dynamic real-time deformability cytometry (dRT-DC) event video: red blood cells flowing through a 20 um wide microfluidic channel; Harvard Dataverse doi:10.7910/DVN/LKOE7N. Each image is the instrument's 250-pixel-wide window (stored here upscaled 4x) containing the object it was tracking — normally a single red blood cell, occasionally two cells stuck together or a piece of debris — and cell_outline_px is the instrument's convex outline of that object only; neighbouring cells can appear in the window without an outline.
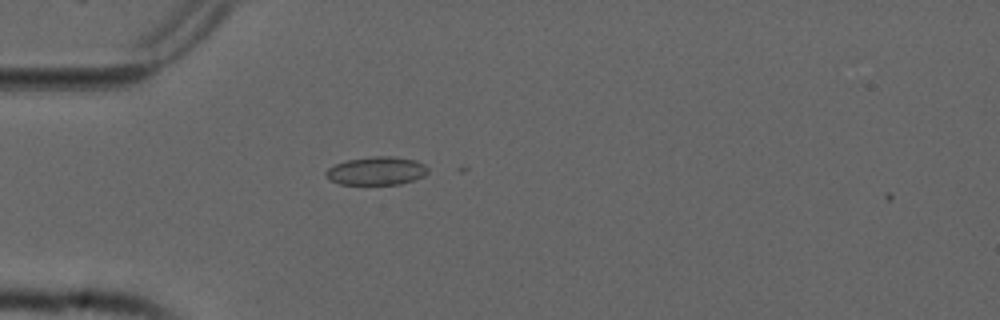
{"species": "common noctule bat (a hibernating species)", "species_latin": "Nyctalus noctula", "temperature_condition": "cold", "stored_images_in_passage": 3, "camera_frame_rate_fps": 3000, "um_per_image_px": 0.085, "animal": {"sex": "male", "forearm_length_mm": 52.5}, "frame": {"image": 1, "passage_image": 2, "time_ms": 0.333, "image_size_px": [1000, 320], "cell_outline_px": [[428, 172], [424, 176], [400, 184], [340, 184], [332, 180], [324, 172], [328, 168], [336, 164], [348, 160], [376, 156], [392, 156], [416, 160], [424, 164], [428, 168]], "centroid_in_image_um": [32.04, 14.52], "position_along_channel_um": 53.0, "area_um2": 16.59}}